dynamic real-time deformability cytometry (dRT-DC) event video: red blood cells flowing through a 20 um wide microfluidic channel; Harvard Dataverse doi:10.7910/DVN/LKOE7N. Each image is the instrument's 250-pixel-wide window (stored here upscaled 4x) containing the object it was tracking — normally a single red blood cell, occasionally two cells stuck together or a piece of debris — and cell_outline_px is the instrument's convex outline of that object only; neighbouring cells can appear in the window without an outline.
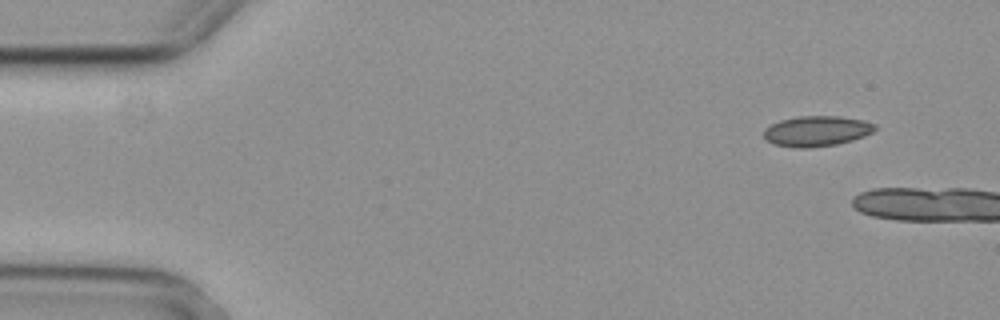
{"species": "common noctule bat (a hibernating species)", "species_latin": "Nyctalus noctula", "temperature_condition": "cold", "stored_images_in_passage": 2, "camera_frame_rate_fps": 3000, "um_per_image_px": 0.085, "animal": {"sex": "female", "body_mass_g": 29.2, "forearm_length_mm": 56.3}, "frame": {"image": 1, "passage_image": 1, "time_ms": 0.0, "image_size_px": [1000, 320], "cell_outline_px": [[876, 128], [872, 132], [864, 136], [852, 140], [836, 144], [808, 148], [796, 148], [772, 144], [764, 136], [764, 128], [780, 120], [796, 116], [840, 116], [864, 120], [876, 124]], "centroid_in_image_um": [69.41, 11.14], "position_along_channel_um": 15.6, "area_um2": 19.77}}